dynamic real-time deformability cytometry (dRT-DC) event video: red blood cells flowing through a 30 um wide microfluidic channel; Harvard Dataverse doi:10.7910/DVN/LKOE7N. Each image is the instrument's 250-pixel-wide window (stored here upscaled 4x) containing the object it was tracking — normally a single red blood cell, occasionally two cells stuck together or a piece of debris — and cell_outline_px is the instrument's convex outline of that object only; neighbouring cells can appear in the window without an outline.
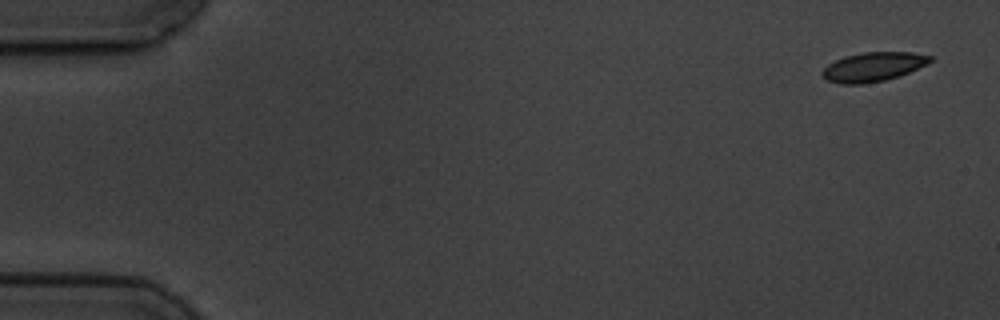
{"species": "common noctule bat (a hibernating species)", "species_latin": "Nyctalus noctula", "temperature_condition": "cold", "stored_images_in_passage": 5, "camera_frame_rate_fps": 3000, "um_per_image_px": 0.085, "animal": {"sex": "male", "body_mass_g": 19.5, "forearm_length_mm": 54.6}, "frame": {"image": 1, "passage_image": 1, "time_ms": 0.0, "image_size_px": [1000, 320], "cell_outline_px": [[932, 60], [928, 64], [900, 76], [884, 80], [860, 84], [840, 84], [824, 80], [820, 72], [828, 64], [844, 56], [864, 52], [912, 52], [932, 56]], "centroid_in_image_um": [74.2, 5.68], "position_along_channel_um": 10.8, "area_um2": 18.5}}
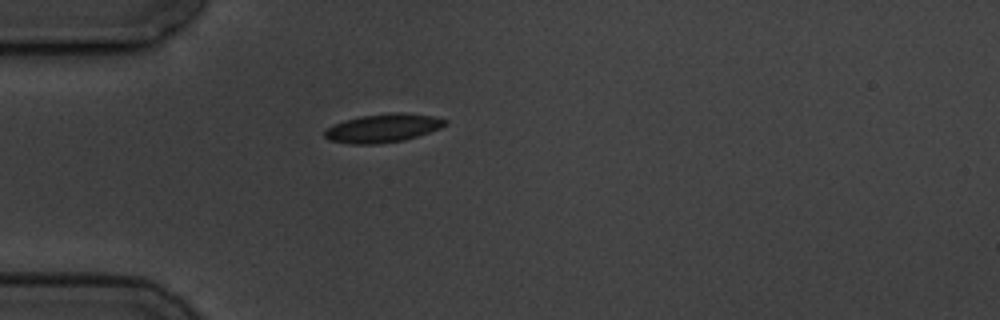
{"frame": {"image": 2, "passage_image": 5, "time_ms": 4.667, "image_size_px": [1000, 320], "cell_outline_px": [[448, 124], [440, 128], [404, 140], [376, 144], [352, 144], [328, 140], [324, 136], [324, 128], [332, 124], [344, 120], [360, 116], [392, 112], [404, 112], [432, 116], [448, 120]], "centroid_in_image_um": [32.51, 10.88], "position_along_channel_um": 52.5, "area_um2": 20.17}}